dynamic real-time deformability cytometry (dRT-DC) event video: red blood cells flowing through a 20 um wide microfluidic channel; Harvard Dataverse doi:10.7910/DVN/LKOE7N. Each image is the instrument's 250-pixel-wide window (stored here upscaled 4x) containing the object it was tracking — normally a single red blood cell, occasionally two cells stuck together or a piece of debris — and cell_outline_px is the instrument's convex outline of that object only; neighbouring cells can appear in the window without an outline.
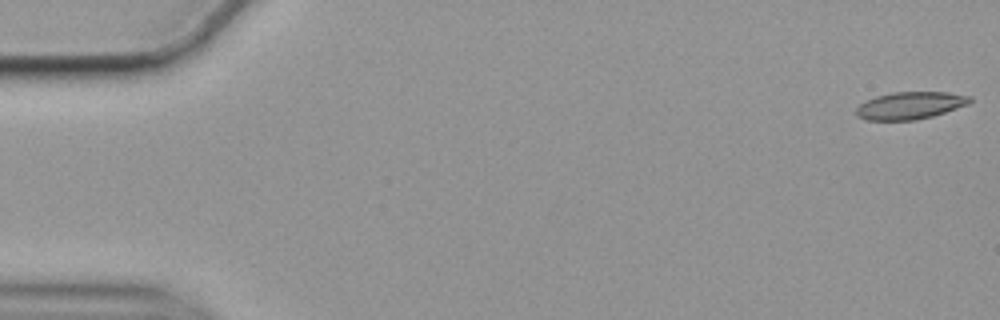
{"species": "common noctule bat (a hibernating species)", "species_latin": "Nyctalus noctula", "temperature_condition": "cold", "stored_images_in_passage": 13, "camera_frame_rate_fps": 3000, "um_per_image_px": 0.085, "animal": {"sex": "female", "body_mass_g": 19.9}, "frame": {"image": 1, "passage_image": 1, "time_ms": 0.0, "image_size_px": [1000, 320], "cell_outline_px": [[972, 100], [968, 104], [932, 116], [916, 120], [868, 120], [856, 116], [856, 108], [860, 104], [876, 96], [892, 92], [948, 92], [972, 96]], "centroid_in_image_um": [77.36, 8.96], "position_along_channel_um": 7.6, "area_um2": 18.03}}